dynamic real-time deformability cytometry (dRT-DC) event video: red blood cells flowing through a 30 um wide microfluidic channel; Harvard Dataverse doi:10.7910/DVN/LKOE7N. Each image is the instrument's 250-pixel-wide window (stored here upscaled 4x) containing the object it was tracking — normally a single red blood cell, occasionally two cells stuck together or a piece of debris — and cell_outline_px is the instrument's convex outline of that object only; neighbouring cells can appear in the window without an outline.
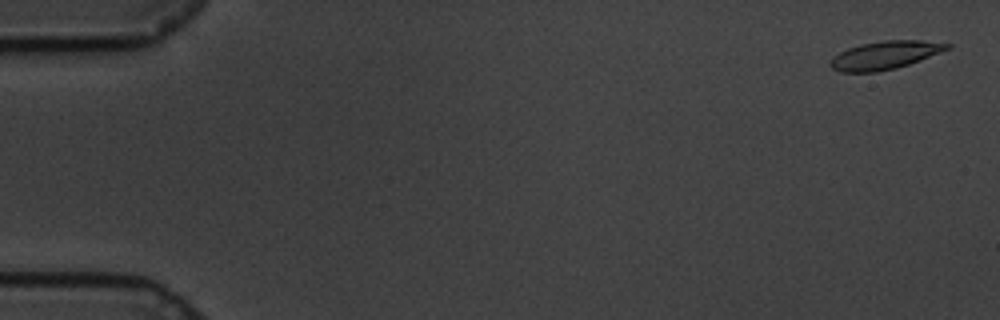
{"species": "common noctule bat (a hibernating species)", "species_latin": "Nyctalus noctula", "temperature_condition": "cold", "stored_images_in_passage": 60, "camera_frame_rate_fps": 3000, "um_per_image_px": 0.085, "animal": {"sex": "male", "body_mass_g": 19.5, "forearm_length_mm": 54.6}, "frame": {"image": 1, "passage_image": 2, "time_ms": 0.333, "image_size_px": [1000, 320], "cell_outline_px": [[952, 48], [920, 60], [896, 68], [876, 72], [840, 72], [832, 68], [828, 64], [832, 56], [848, 48], [860, 44], [884, 40], [920, 40], [952, 44]], "centroid_in_image_um": [75.2, 4.69], "position_along_channel_um": 9.8, "area_um2": 19.25}}
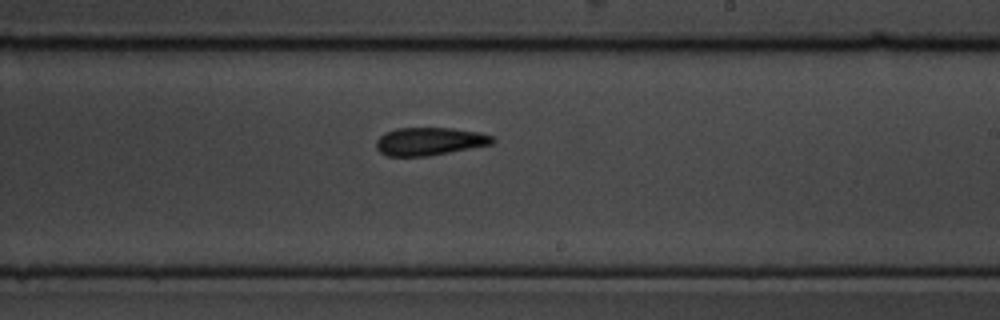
{"frame": {"image": 2, "passage_image": 36, "time_ms": 11.667, "image_size_px": [1000, 320], "cell_outline_px": [[496, 140], [492, 144], [428, 156], [388, 156], [380, 152], [376, 148], [376, 140], [384, 132], [396, 128], [452, 128], [480, 132], [492, 136]], "centroid_in_image_um": [36.49, 12.01], "position_along_channel_um": 252.5, "area_um2": 18.96}}
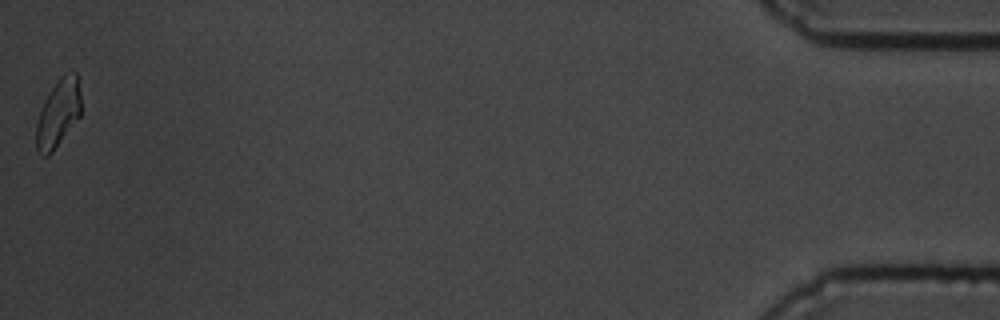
{"frame": {"image": 3, "passage_image": 60, "time_ms": 19.667, "image_size_px": [1000, 320], "cell_outline_px": [[80, 116], [52, 152], [48, 156], [40, 156], [36, 148], [36, 124], [40, 112], [52, 88], [60, 76], [64, 72], [76, 72], [80, 92]], "centroid_in_image_um": [4.95, 9.64], "position_along_channel_um": 430.3, "area_um2": 17.4}, "authors_computed_cell_mechanics": {"area_um2": 19.0162, "velocity_mm_per_s": 3.3578, "shape_relaxation_time_tau1_ms": 3.9963, "shape_relaxation_time_tau2_ms": 5.8732, "deformation_change_tau1": 0.105, "deformation_change_tau2": 0.1298}}